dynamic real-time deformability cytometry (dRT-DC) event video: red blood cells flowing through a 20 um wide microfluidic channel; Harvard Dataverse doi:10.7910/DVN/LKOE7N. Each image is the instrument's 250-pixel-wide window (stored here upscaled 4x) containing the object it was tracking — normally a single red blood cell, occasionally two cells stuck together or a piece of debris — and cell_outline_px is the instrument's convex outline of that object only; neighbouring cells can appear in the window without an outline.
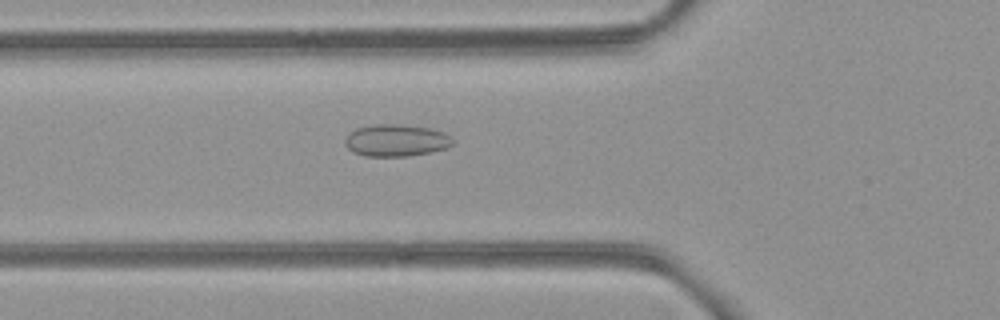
{"species": "common noctule bat (a hibernating species)", "species_latin": "Nyctalus noctula", "temperature_condition": "room temperature", "stored_images_in_passage": 36, "camera_frame_rate_fps": 3000, "um_per_image_px": 0.085, "animal": {"sex": "female", "body_mass_g": 21.9}, "frame": {"image": 1, "passage_image": 2, "time_ms": 0.333, "image_size_px": [1000, 320], "cell_outline_px": [[452, 144], [448, 148], [408, 156], [364, 156], [352, 152], [344, 144], [344, 140], [356, 128], [376, 124], [400, 124], [432, 128], [444, 132], [452, 140]], "centroid_in_image_um": [33.66, 11.93], "position_along_channel_um": 92.1, "area_um2": 20.06}}
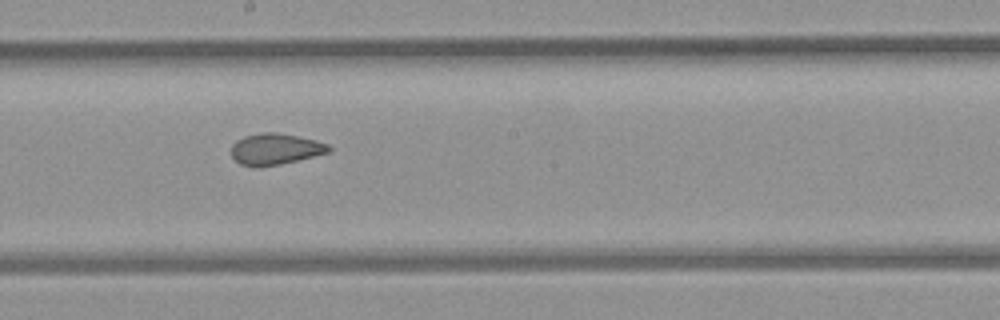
{"frame": {"image": 2, "passage_image": 12, "time_ms": 3.667, "image_size_px": [1000, 320], "cell_outline_px": [[332, 148], [328, 152], [280, 164], [240, 164], [232, 156], [232, 144], [236, 140], [244, 136], [264, 132], [276, 132], [316, 140], [328, 144]], "centroid_in_image_um": [23.41, 12.62], "position_along_channel_um": 224.8, "area_um2": 17.05}}
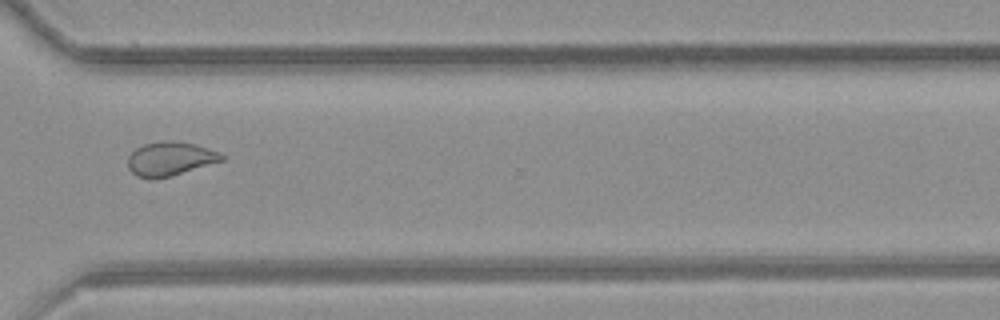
{"frame": {"image": 3, "passage_image": 22, "time_ms": 7.0, "image_size_px": [1000, 320], "cell_outline_px": [[224, 160], [172, 176], [152, 180], [136, 176], [128, 168], [128, 156], [136, 148], [144, 144], [168, 140], [176, 140], [192, 144], [220, 152], [224, 156]], "centroid_in_image_um": [14.43, 13.51], "position_along_channel_um": 356.2, "area_um2": 18.61}}